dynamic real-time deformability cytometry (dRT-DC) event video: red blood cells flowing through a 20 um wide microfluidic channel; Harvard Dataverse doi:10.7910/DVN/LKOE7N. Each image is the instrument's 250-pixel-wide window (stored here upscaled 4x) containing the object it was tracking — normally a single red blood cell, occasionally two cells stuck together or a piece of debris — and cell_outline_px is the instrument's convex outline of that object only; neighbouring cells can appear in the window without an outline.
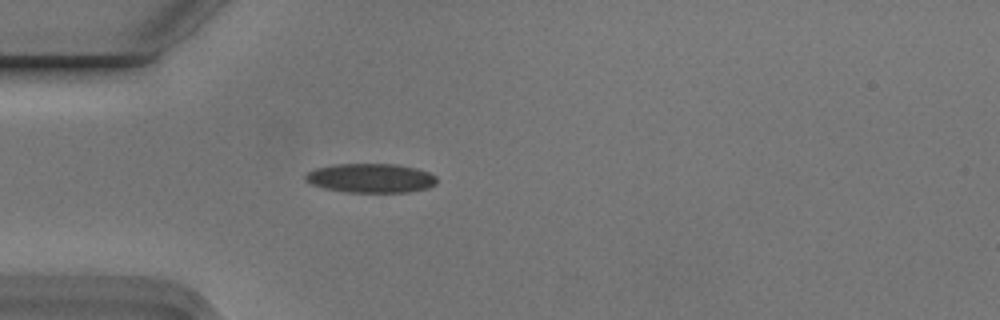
{"species": "Egyptian fruit bat (a non-hibernating species)", "species_latin": "Rousettus aegyptiacus", "temperature_condition": "cold", "stored_images_in_passage": 5, "camera_frame_rate_fps": 3000, "um_per_image_px": 0.085, "animal": {"sex": "male"}, "frame": {"image": 1, "passage_image": 5, "time_ms": 1.333, "image_size_px": [1000, 320], "cell_outline_px": [[436, 184], [428, 188], [408, 192], [348, 192], [324, 188], [312, 184], [304, 180], [304, 176], [308, 172], [316, 168], [336, 164], [396, 164], [416, 168], [428, 172], [436, 176]], "centroid_in_image_um": [31.52, 15.14], "position_along_channel_um": 53.5, "area_um2": 22.31}}